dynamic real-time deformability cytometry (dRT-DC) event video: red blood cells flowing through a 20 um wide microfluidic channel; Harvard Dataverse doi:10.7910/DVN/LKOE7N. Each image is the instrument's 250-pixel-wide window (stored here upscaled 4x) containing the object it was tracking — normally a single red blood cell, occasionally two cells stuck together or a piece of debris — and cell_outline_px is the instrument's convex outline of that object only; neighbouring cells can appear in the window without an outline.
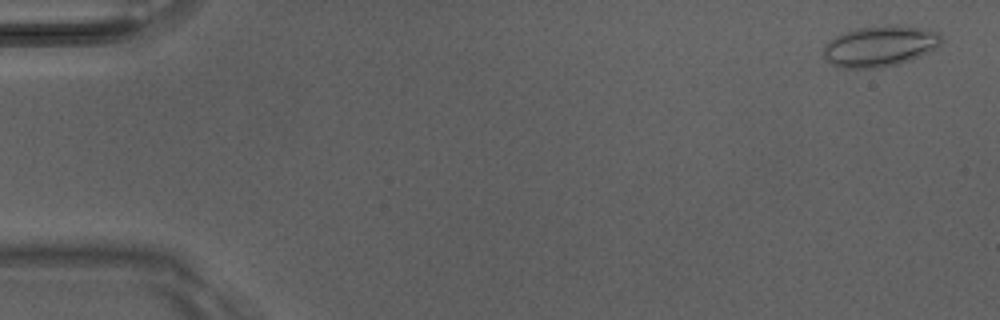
{"species": "Egyptian fruit bat (a non-hibernating species)", "species_latin": "Rousettus aegyptiacus", "temperature_condition": "room temperature", "stored_images_in_passage": 6, "camera_frame_rate_fps": 3000, "um_per_image_px": 0.085, "animal": {"sex": "male"}, "frame": {"image": 1, "passage_image": 1, "time_ms": 0.0, "image_size_px": [1000, 320], "cell_outline_px": [[940, 44], [936, 48], [912, 60], [896, 64], [872, 68], [844, 68], [832, 64], [824, 56], [824, 48], [828, 40], [844, 32], [856, 28], [884, 24], [896, 24], [924, 28], [940, 32]], "centroid_in_image_um": [74.81, 3.89], "position_along_channel_um": 10.2, "area_um2": 28.15}}